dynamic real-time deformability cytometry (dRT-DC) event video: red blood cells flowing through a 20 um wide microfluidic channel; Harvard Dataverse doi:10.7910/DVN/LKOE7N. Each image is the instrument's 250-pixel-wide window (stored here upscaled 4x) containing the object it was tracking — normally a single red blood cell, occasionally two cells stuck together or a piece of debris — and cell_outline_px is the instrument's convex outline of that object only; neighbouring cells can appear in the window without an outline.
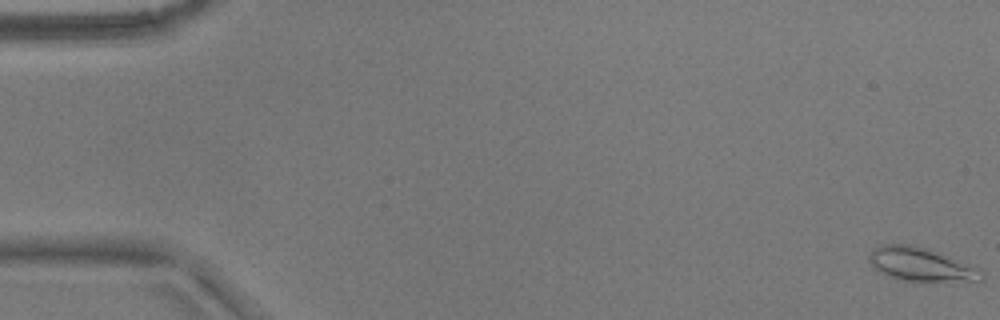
{"species": "common noctule bat (a hibernating species)", "species_latin": "Nyctalus noctula", "temperature_condition": "warm", "stored_images_in_passage": 54, "camera_frame_rate_fps": 3000, "um_per_image_px": 0.085, "animal": {"sex": "male", "body_mass_g": 17.9}, "frame": {"image": 1, "passage_image": 1, "time_ms": 0.0, "image_size_px": [1000, 320], "cell_outline_px": [[984, 280], [900, 280], [888, 276], [872, 268], [868, 260], [868, 256], [880, 244], [916, 244], [940, 252], [984, 268]], "centroid_in_image_um": [78.32, 22.44], "position_along_channel_um": 6.7, "area_um2": 22.31}}
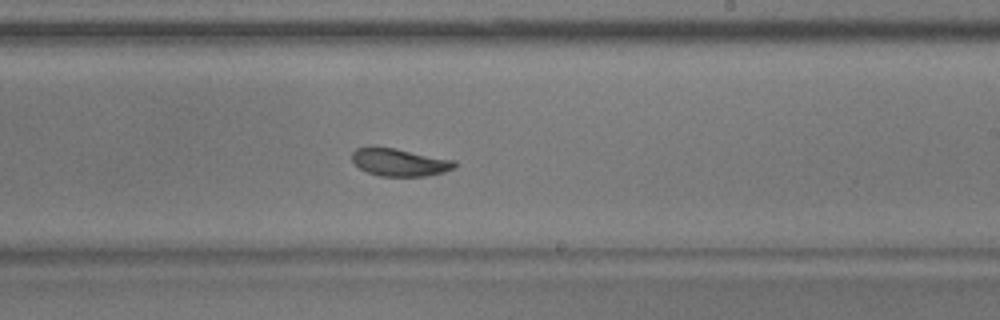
{"frame": {"image": 2, "passage_image": 33, "time_ms": 10.667, "image_size_px": [1000, 320], "cell_outline_px": [[456, 164], [452, 168], [444, 172], [424, 176], [380, 176], [368, 172], [360, 168], [352, 160], [352, 152], [356, 148], [368, 144], [396, 148], [456, 160]], "centroid_in_image_um": [33.91, 13.75], "position_along_channel_um": 255.1, "area_um2": 16.82}}
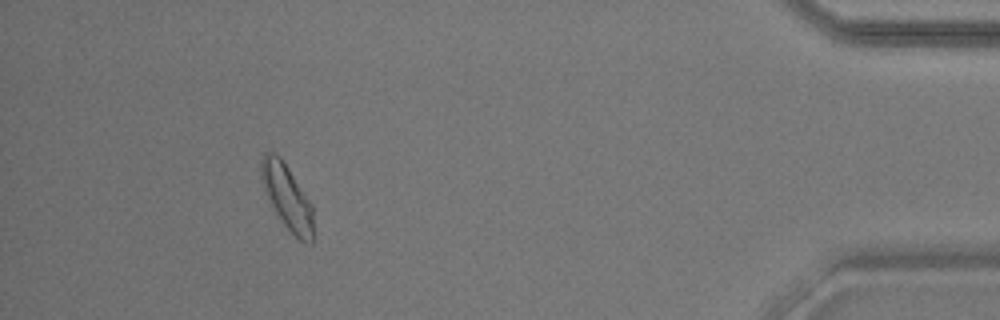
{"frame": {"image": 3, "passage_image": 50, "time_ms": 16.333, "image_size_px": [1000, 320], "cell_outline_px": [[312, 244], [300, 240], [284, 224], [268, 200], [264, 192], [260, 176], [260, 164], [264, 152], [272, 152], [280, 156], [312, 204]], "centroid_in_image_um": [24.36, 16.7], "position_along_channel_um": 410.8, "area_um2": 19.42}, "authors_computed_cell_mechanics": {"area_um2": 17.6868, "velocity_mm_per_s": 3.7505, "shape_relaxation_time_tau1_ms": 4.7996, "shape_relaxation_time_tau2_ms": 7.4937, "deformation_change_tau1": 0.1315, "deformation_change_tau2": 0.111}}